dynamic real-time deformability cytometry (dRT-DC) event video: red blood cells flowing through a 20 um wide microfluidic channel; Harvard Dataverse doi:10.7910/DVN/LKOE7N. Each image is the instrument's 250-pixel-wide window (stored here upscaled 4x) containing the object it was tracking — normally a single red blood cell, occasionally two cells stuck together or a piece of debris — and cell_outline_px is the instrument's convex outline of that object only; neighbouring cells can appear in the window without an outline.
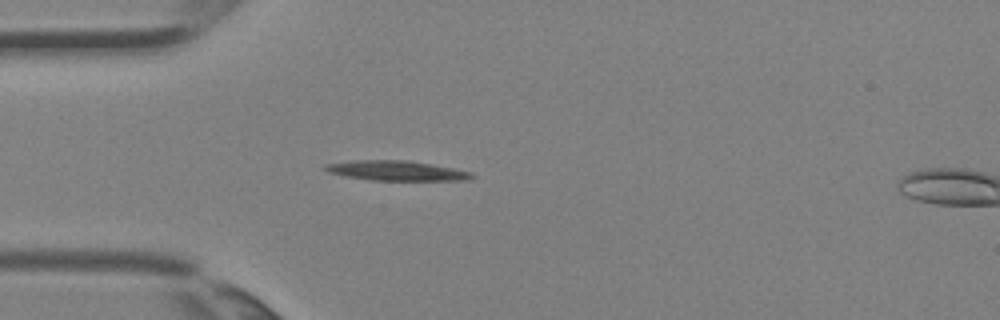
{"species": "Egyptian fruit bat (a non-hibernating species)", "species_latin": "Rousettus aegyptiacus", "temperature_condition": "room temperature", "stored_images_in_passage": 5, "camera_frame_rate_fps": 3000, "um_per_image_px": 0.085, "animal": {"sex": "female"}, "frame": {"image": 1, "passage_image": 4, "time_ms": 1.0, "image_size_px": [1000, 320], "cell_outline_px": [[476, 176], [468, 180], [368, 180], [328, 172], [324, 168], [324, 164], [356, 160], [408, 160], [432, 164], [472, 172]], "centroid_in_image_um": [33.72, 14.5], "position_along_channel_um": 51.3, "area_um2": 16.88}}